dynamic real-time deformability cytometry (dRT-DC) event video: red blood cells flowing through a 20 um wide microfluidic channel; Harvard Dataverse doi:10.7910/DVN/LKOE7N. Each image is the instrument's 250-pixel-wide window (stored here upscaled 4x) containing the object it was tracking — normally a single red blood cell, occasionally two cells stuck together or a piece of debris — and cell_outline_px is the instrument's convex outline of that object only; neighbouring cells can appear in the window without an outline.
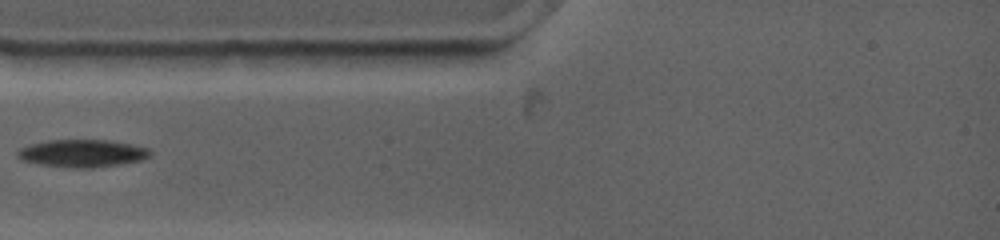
{"species": "common noctule bat (a hibernating species)", "species_latin": "Nyctalus noctula", "temperature_condition": "warm", "stored_images_in_passage": 4, "camera_frame_rate_fps": 4500, "um_per_image_px": 0.085, "animal": {"sex": "female", "body_mass_g": 19.0, "forearm_length_mm": 53.3}, "frame": {"image": 1, "passage_image": 2, "time_ms": 0.889, "image_size_px": [1000, 240], "cell_outline_px": [[152, 152], [148, 156], [140, 160], [120, 164], [96, 168], [76, 168], [40, 164], [24, 160], [16, 156], [16, 152], [20, 148], [32, 144], [48, 140], [112, 140], [148, 148]], "centroid_in_image_um": [7.0, 13.03], "position_along_channel_um": 78.0, "area_um2": 21.15}}